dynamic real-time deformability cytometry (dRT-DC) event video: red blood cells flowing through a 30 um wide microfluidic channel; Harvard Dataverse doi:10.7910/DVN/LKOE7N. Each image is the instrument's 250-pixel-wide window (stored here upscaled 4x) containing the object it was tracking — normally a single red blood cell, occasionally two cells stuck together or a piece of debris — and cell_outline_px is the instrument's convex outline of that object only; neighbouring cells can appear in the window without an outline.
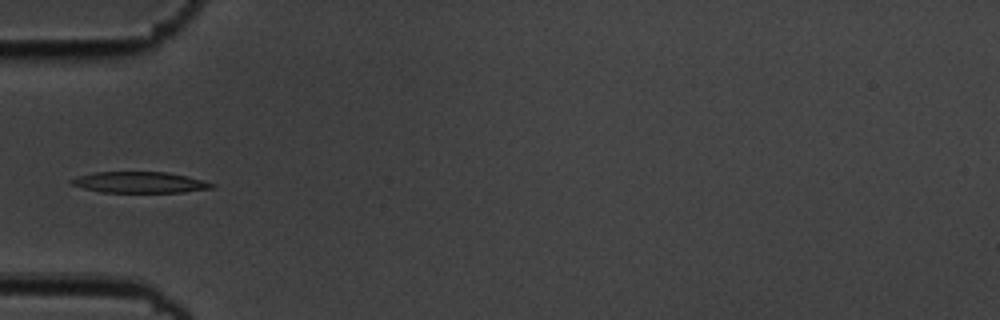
{"species": "common noctule bat (a hibernating species)", "species_latin": "Nyctalus noctula", "temperature_condition": "cold", "stored_images_in_passage": 8, "camera_frame_rate_fps": 3000, "um_per_image_px": 0.085, "animal": {"sex": "male", "body_mass_g": 19.5, "forearm_length_mm": 54.6}, "frame": {"image": 1, "passage_image": 6, "time_ms": 1.667, "image_size_px": [1000, 320], "cell_outline_px": [[216, 188], [180, 192], [100, 192], [68, 184], [68, 180], [76, 176], [92, 172], [168, 172], [188, 176], [204, 180], [216, 184]], "centroid_in_image_um": [11.86, 15.49], "position_along_channel_um": 73.1, "area_um2": 17.51}}
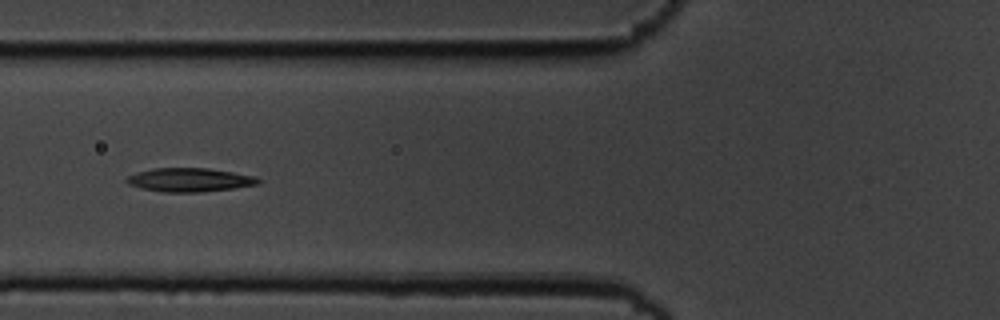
{"frame": {"image": 2, "passage_image": 7, "time_ms": 2.0, "image_size_px": [1000, 320], "cell_outline_px": [[260, 184], [232, 188], [200, 192], [164, 192], [140, 188], [128, 184], [124, 180], [128, 176], [136, 172], [152, 168], [208, 168], [256, 176], [260, 180]], "centroid_in_image_um": [16.09, 15.28], "position_along_channel_um": 109.7, "area_um2": 18.21}}
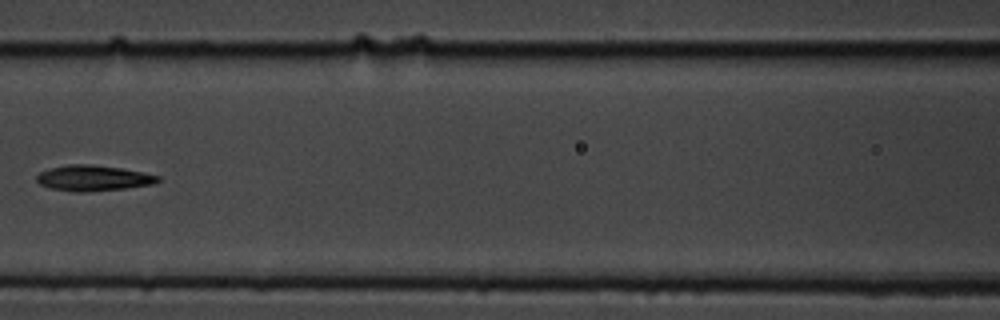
{"frame": {"image": 3, "passage_image": 8, "time_ms": 2.333, "image_size_px": [1000, 320], "cell_outline_px": [[160, 180], [152, 184], [128, 188], [84, 192], [76, 192], [48, 188], [40, 184], [36, 180], [36, 176], [40, 172], [48, 168], [68, 164], [92, 164], [120, 168], [160, 176]], "centroid_in_image_um": [7.88, 15.14], "position_along_channel_um": 158.7, "area_um2": 18.15}}